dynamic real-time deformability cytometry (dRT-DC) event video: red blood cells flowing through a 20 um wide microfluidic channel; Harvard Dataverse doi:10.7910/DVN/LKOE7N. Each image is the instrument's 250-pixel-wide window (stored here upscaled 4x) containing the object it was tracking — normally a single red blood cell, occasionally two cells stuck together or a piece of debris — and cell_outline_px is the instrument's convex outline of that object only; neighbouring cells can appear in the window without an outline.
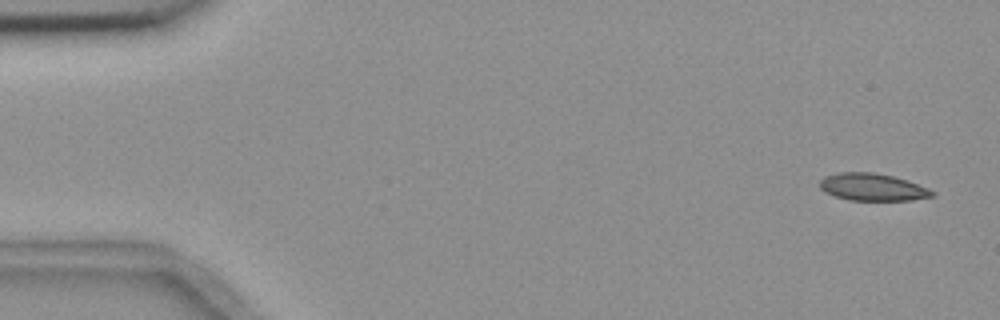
{"species": "common noctule bat (a hibernating species)", "species_latin": "Nyctalus noctula", "temperature_condition": "room temperature", "stored_images_in_passage": 5, "camera_frame_rate_fps": 3000, "um_per_image_px": 0.085, "animal": {"sex": "female", "body_mass_g": 18.4}, "frame": {"image": 1, "passage_image": 1, "time_ms": 0.0, "image_size_px": [1000, 320], "cell_outline_px": [[936, 196], [912, 200], [848, 200], [824, 192], [820, 188], [820, 180], [824, 176], [840, 172], [872, 172], [892, 176], [928, 188], [936, 192]], "centroid_in_image_um": [74.16, 15.91], "position_along_channel_um": 10.8, "area_um2": 17.8}}
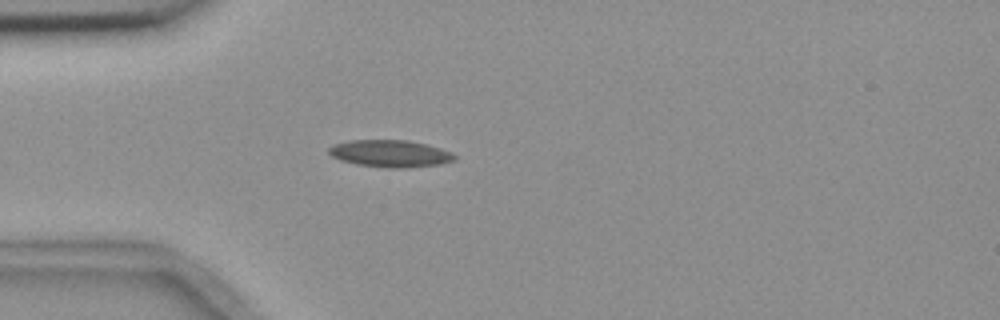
{"frame": {"image": 2, "passage_image": 4, "time_ms": 4.333, "image_size_px": [1000, 320], "cell_outline_px": [[456, 160], [440, 164], [404, 168], [388, 168], [356, 164], [340, 160], [332, 156], [328, 152], [328, 148], [332, 144], [348, 140], [408, 140], [440, 148], [452, 152], [456, 156]], "centroid_in_image_um": [33.14, 13.05], "position_along_channel_um": 51.9, "area_um2": 19.94}}